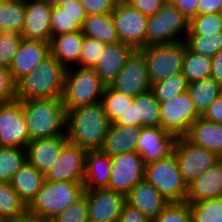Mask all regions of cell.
Returning <instances> with one entry per match:
<instances>
[{
    "mask_svg": "<svg viewBox=\"0 0 222 222\" xmlns=\"http://www.w3.org/2000/svg\"><path fill=\"white\" fill-rule=\"evenodd\" d=\"M86 150L69 141L63 146L58 160L45 175L46 181L83 183Z\"/></svg>",
    "mask_w": 222,
    "mask_h": 222,
    "instance_id": "obj_16",
    "label": "cell"
},
{
    "mask_svg": "<svg viewBox=\"0 0 222 222\" xmlns=\"http://www.w3.org/2000/svg\"><path fill=\"white\" fill-rule=\"evenodd\" d=\"M136 126H160V106L151 89L133 98Z\"/></svg>",
    "mask_w": 222,
    "mask_h": 222,
    "instance_id": "obj_31",
    "label": "cell"
},
{
    "mask_svg": "<svg viewBox=\"0 0 222 222\" xmlns=\"http://www.w3.org/2000/svg\"><path fill=\"white\" fill-rule=\"evenodd\" d=\"M140 13L151 16L155 15L167 0H126Z\"/></svg>",
    "mask_w": 222,
    "mask_h": 222,
    "instance_id": "obj_48",
    "label": "cell"
},
{
    "mask_svg": "<svg viewBox=\"0 0 222 222\" xmlns=\"http://www.w3.org/2000/svg\"><path fill=\"white\" fill-rule=\"evenodd\" d=\"M29 142L21 100L0 104V147L25 149Z\"/></svg>",
    "mask_w": 222,
    "mask_h": 222,
    "instance_id": "obj_13",
    "label": "cell"
},
{
    "mask_svg": "<svg viewBox=\"0 0 222 222\" xmlns=\"http://www.w3.org/2000/svg\"><path fill=\"white\" fill-rule=\"evenodd\" d=\"M67 142V135L30 141L25 147L26 160L45 176L54 167Z\"/></svg>",
    "mask_w": 222,
    "mask_h": 222,
    "instance_id": "obj_20",
    "label": "cell"
},
{
    "mask_svg": "<svg viewBox=\"0 0 222 222\" xmlns=\"http://www.w3.org/2000/svg\"><path fill=\"white\" fill-rule=\"evenodd\" d=\"M112 167L111 157L100 149L88 150L85 156V190L108 188Z\"/></svg>",
    "mask_w": 222,
    "mask_h": 222,
    "instance_id": "obj_23",
    "label": "cell"
},
{
    "mask_svg": "<svg viewBox=\"0 0 222 222\" xmlns=\"http://www.w3.org/2000/svg\"><path fill=\"white\" fill-rule=\"evenodd\" d=\"M49 56L50 46L48 42L23 38L9 66L14 80L17 82L26 74L31 73Z\"/></svg>",
    "mask_w": 222,
    "mask_h": 222,
    "instance_id": "obj_19",
    "label": "cell"
},
{
    "mask_svg": "<svg viewBox=\"0 0 222 222\" xmlns=\"http://www.w3.org/2000/svg\"><path fill=\"white\" fill-rule=\"evenodd\" d=\"M160 127L176 138L184 137L190 125L201 115L197 112L188 91L159 102Z\"/></svg>",
    "mask_w": 222,
    "mask_h": 222,
    "instance_id": "obj_10",
    "label": "cell"
},
{
    "mask_svg": "<svg viewBox=\"0 0 222 222\" xmlns=\"http://www.w3.org/2000/svg\"><path fill=\"white\" fill-rule=\"evenodd\" d=\"M139 51L144 55L151 85L182 73L185 41L146 46Z\"/></svg>",
    "mask_w": 222,
    "mask_h": 222,
    "instance_id": "obj_8",
    "label": "cell"
},
{
    "mask_svg": "<svg viewBox=\"0 0 222 222\" xmlns=\"http://www.w3.org/2000/svg\"><path fill=\"white\" fill-rule=\"evenodd\" d=\"M218 162H219V163H220V165H221V171H222V156H220V157H219Z\"/></svg>",
    "mask_w": 222,
    "mask_h": 222,
    "instance_id": "obj_58",
    "label": "cell"
},
{
    "mask_svg": "<svg viewBox=\"0 0 222 222\" xmlns=\"http://www.w3.org/2000/svg\"><path fill=\"white\" fill-rule=\"evenodd\" d=\"M66 68L51 55L17 81V99L62 98Z\"/></svg>",
    "mask_w": 222,
    "mask_h": 222,
    "instance_id": "obj_3",
    "label": "cell"
},
{
    "mask_svg": "<svg viewBox=\"0 0 222 222\" xmlns=\"http://www.w3.org/2000/svg\"><path fill=\"white\" fill-rule=\"evenodd\" d=\"M24 19V0H0V33L21 34Z\"/></svg>",
    "mask_w": 222,
    "mask_h": 222,
    "instance_id": "obj_32",
    "label": "cell"
},
{
    "mask_svg": "<svg viewBox=\"0 0 222 222\" xmlns=\"http://www.w3.org/2000/svg\"><path fill=\"white\" fill-rule=\"evenodd\" d=\"M212 57L192 51L185 42L182 74L188 83L211 76Z\"/></svg>",
    "mask_w": 222,
    "mask_h": 222,
    "instance_id": "obj_33",
    "label": "cell"
},
{
    "mask_svg": "<svg viewBox=\"0 0 222 222\" xmlns=\"http://www.w3.org/2000/svg\"><path fill=\"white\" fill-rule=\"evenodd\" d=\"M106 44L87 36H84L78 67L93 68L104 52Z\"/></svg>",
    "mask_w": 222,
    "mask_h": 222,
    "instance_id": "obj_44",
    "label": "cell"
},
{
    "mask_svg": "<svg viewBox=\"0 0 222 222\" xmlns=\"http://www.w3.org/2000/svg\"><path fill=\"white\" fill-rule=\"evenodd\" d=\"M134 51L132 46L123 42L105 45L104 52L93 67L96 75L106 86H109Z\"/></svg>",
    "mask_w": 222,
    "mask_h": 222,
    "instance_id": "obj_21",
    "label": "cell"
},
{
    "mask_svg": "<svg viewBox=\"0 0 222 222\" xmlns=\"http://www.w3.org/2000/svg\"><path fill=\"white\" fill-rule=\"evenodd\" d=\"M12 222H51V220L45 216L36 215L27 210L23 216Z\"/></svg>",
    "mask_w": 222,
    "mask_h": 222,
    "instance_id": "obj_56",
    "label": "cell"
},
{
    "mask_svg": "<svg viewBox=\"0 0 222 222\" xmlns=\"http://www.w3.org/2000/svg\"><path fill=\"white\" fill-rule=\"evenodd\" d=\"M202 117L208 121L222 124V94L215 99Z\"/></svg>",
    "mask_w": 222,
    "mask_h": 222,
    "instance_id": "obj_52",
    "label": "cell"
},
{
    "mask_svg": "<svg viewBox=\"0 0 222 222\" xmlns=\"http://www.w3.org/2000/svg\"><path fill=\"white\" fill-rule=\"evenodd\" d=\"M23 37L19 33H0V66L9 67Z\"/></svg>",
    "mask_w": 222,
    "mask_h": 222,
    "instance_id": "obj_43",
    "label": "cell"
},
{
    "mask_svg": "<svg viewBox=\"0 0 222 222\" xmlns=\"http://www.w3.org/2000/svg\"><path fill=\"white\" fill-rule=\"evenodd\" d=\"M222 31L220 13L196 15L189 20L187 36H208Z\"/></svg>",
    "mask_w": 222,
    "mask_h": 222,
    "instance_id": "obj_39",
    "label": "cell"
},
{
    "mask_svg": "<svg viewBox=\"0 0 222 222\" xmlns=\"http://www.w3.org/2000/svg\"><path fill=\"white\" fill-rule=\"evenodd\" d=\"M188 84L184 75L178 73L167 80L152 84L151 90L158 102H164L186 92Z\"/></svg>",
    "mask_w": 222,
    "mask_h": 222,
    "instance_id": "obj_38",
    "label": "cell"
},
{
    "mask_svg": "<svg viewBox=\"0 0 222 222\" xmlns=\"http://www.w3.org/2000/svg\"><path fill=\"white\" fill-rule=\"evenodd\" d=\"M109 87L121 94L136 97L151 89L144 55L135 50Z\"/></svg>",
    "mask_w": 222,
    "mask_h": 222,
    "instance_id": "obj_14",
    "label": "cell"
},
{
    "mask_svg": "<svg viewBox=\"0 0 222 222\" xmlns=\"http://www.w3.org/2000/svg\"><path fill=\"white\" fill-rule=\"evenodd\" d=\"M126 202L151 220L155 219L169 204L159 191L145 180L129 191L126 195Z\"/></svg>",
    "mask_w": 222,
    "mask_h": 222,
    "instance_id": "obj_22",
    "label": "cell"
},
{
    "mask_svg": "<svg viewBox=\"0 0 222 222\" xmlns=\"http://www.w3.org/2000/svg\"><path fill=\"white\" fill-rule=\"evenodd\" d=\"M133 97L118 93L106 86L102 95L101 102L104 111L111 123L115 122L131 105Z\"/></svg>",
    "mask_w": 222,
    "mask_h": 222,
    "instance_id": "obj_37",
    "label": "cell"
},
{
    "mask_svg": "<svg viewBox=\"0 0 222 222\" xmlns=\"http://www.w3.org/2000/svg\"><path fill=\"white\" fill-rule=\"evenodd\" d=\"M118 222H152V220L141 213L137 208L125 202Z\"/></svg>",
    "mask_w": 222,
    "mask_h": 222,
    "instance_id": "obj_49",
    "label": "cell"
},
{
    "mask_svg": "<svg viewBox=\"0 0 222 222\" xmlns=\"http://www.w3.org/2000/svg\"><path fill=\"white\" fill-rule=\"evenodd\" d=\"M193 222H222V197L189 203Z\"/></svg>",
    "mask_w": 222,
    "mask_h": 222,
    "instance_id": "obj_36",
    "label": "cell"
},
{
    "mask_svg": "<svg viewBox=\"0 0 222 222\" xmlns=\"http://www.w3.org/2000/svg\"><path fill=\"white\" fill-rule=\"evenodd\" d=\"M173 153L182 178L187 185L200 174L216 165L219 160L216 153L191 144L185 137L176 138Z\"/></svg>",
    "mask_w": 222,
    "mask_h": 222,
    "instance_id": "obj_11",
    "label": "cell"
},
{
    "mask_svg": "<svg viewBox=\"0 0 222 222\" xmlns=\"http://www.w3.org/2000/svg\"><path fill=\"white\" fill-rule=\"evenodd\" d=\"M185 42L192 51L213 57L222 49V31L208 36H186Z\"/></svg>",
    "mask_w": 222,
    "mask_h": 222,
    "instance_id": "obj_40",
    "label": "cell"
},
{
    "mask_svg": "<svg viewBox=\"0 0 222 222\" xmlns=\"http://www.w3.org/2000/svg\"><path fill=\"white\" fill-rule=\"evenodd\" d=\"M144 180L170 202H186L188 185L183 180L174 153L145 165Z\"/></svg>",
    "mask_w": 222,
    "mask_h": 222,
    "instance_id": "obj_6",
    "label": "cell"
},
{
    "mask_svg": "<svg viewBox=\"0 0 222 222\" xmlns=\"http://www.w3.org/2000/svg\"><path fill=\"white\" fill-rule=\"evenodd\" d=\"M29 141L66 135V111L61 98L21 100Z\"/></svg>",
    "mask_w": 222,
    "mask_h": 222,
    "instance_id": "obj_2",
    "label": "cell"
},
{
    "mask_svg": "<svg viewBox=\"0 0 222 222\" xmlns=\"http://www.w3.org/2000/svg\"><path fill=\"white\" fill-rule=\"evenodd\" d=\"M51 222H89L86 196L68 206L62 213L51 219Z\"/></svg>",
    "mask_w": 222,
    "mask_h": 222,
    "instance_id": "obj_45",
    "label": "cell"
},
{
    "mask_svg": "<svg viewBox=\"0 0 222 222\" xmlns=\"http://www.w3.org/2000/svg\"><path fill=\"white\" fill-rule=\"evenodd\" d=\"M84 184L78 182L44 181L28 210L49 220L62 213L84 195Z\"/></svg>",
    "mask_w": 222,
    "mask_h": 222,
    "instance_id": "obj_5",
    "label": "cell"
},
{
    "mask_svg": "<svg viewBox=\"0 0 222 222\" xmlns=\"http://www.w3.org/2000/svg\"><path fill=\"white\" fill-rule=\"evenodd\" d=\"M152 222H193L188 202H170Z\"/></svg>",
    "mask_w": 222,
    "mask_h": 222,
    "instance_id": "obj_42",
    "label": "cell"
},
{
    "mask_svg": "<svg viewBox=\"0 0 222 222\" xmlns=\"http://www.w3.org/2000/svg\"><path fill=\"white\" fill-rule=\"evenodd\" d=\"M110 124L101 101L74 108L66 112L67 140L86 151L100 149Z\"/></svg>",
    "mask_w": 222,
    "mask_h": 222,
    "instance_id": "obj_1",
    "label": "cell"
},
{
    "mask_svg": "<svg viewBox=\"0 0 222 222\" xmlns=\"http://www.w3.org/2000/svg\"><path fill=\"white\" fill-rule=\"evenodd\" d=\"M115 124H120L123 126H136V113L133 102L124 113L115 121Z\"/></svg>",
    "mask_w": 222,
    "mask_h": 222,
    "instance_id": "obj_54",
    "label": "cell"
},
{
    "mask_svg": "<svg viewBox=\"0 0 222 222\" xmlns=\"http://www.w3.org/2000/svg\"><path fill=\"white\" fill-rule=\"evenodd\" d=\"M211 76L222 86V49L212 57Z\"/></svg>",
    "mask_w": 222,
    "mask_h": 222,
    "instance_id": "obj_55",
    "label": "cell"
},
{
    "mask_svg": "<svg viewBox=\"0 0 222 222\" xmlns=\"http://www.w3.org/2000/svg\"><path fill=\"white\" fill-rule=\"evenodd\" d=\"M84 36L108 45L120 42L111 14L87 15L81 26Z\"/></svg>",
    "mask_w": 222,
    "mask_h": 222,
    "instance_id": "obj_29",
    "label": "cell"
},
{
    "mask_svg": "<svg viewBox=\"0 0 222 222\" xmlns=\"http://www.w3.org/2000/svg\"><path fill=\"white\" fill-rule=\"evenodd\" d=\"M26 161L24 148L0 147V181L10 183Z\"/></svg>",
    "mask_w": 222,
    "mask_h": 222,
    "instance_id": "obj_35",
    "label": "cell"
},
{
    "mask_svg": "<svg viewBox=\"0 0 222 222\" xmlns=\"http://www.w3.org/2000/svg\"><path fill=\"white\" fill-rule=\"evenodd\" d=\"M120 42L135 50L146 47L148 16L140 13L126 0H117L111 13Z\"/></svg>",
    "mask_w": 222,
    "mask_h": 222,
    "instance_id": "obj_9",
    "label": "cell"
},
{
    "mask_svg": "<svg viewBox=\"0 0 222 222\" xmlns=\"http://www.w3.org/2000/svg\"><path fill=\"white\" fill-rule=\"evenodd\" d=\"M45 181V176L27 161L13 176L10 184L28 207L36 198Z\"/></svg>",
    "mask_w": 222,
    "mask_h": 222,
    "instance_id": "obj_28",
    "label": "cell"
},
{
    "mask_svg": "<svg viewBox=\"0 0 222 222\" xmlns=\"http://www.w3.org/2000/svg\"><path fill=\"white\" fill-rule=\"evenodd\" d=\"M141 128V126H123L111 123L100 150L110 157L136 152Z\"/></svg>",
    "mask_w": 222,
    "mask_h": 222,
    "instance_id": "obj_24",
    "label": "cell"
},
{
    "mask_svg": "<svg viewBox=\"0 0 222 222\" xmlns=\"http://www.w3.org/2000/svg\"><path fill=\"white\" fill-rule=\"evenodd\" d=\"M27 210L28 207L11 184L0 181V218L4 222H12L23 216Z\"/></svg>",
    "mask_w": 222,
    "mask_h": 222,
    "instance_id": "obj_34",
    "label": "cell"
},
{
    "mask_svg": "<svg viewBox=\"0 0 222 222\" xmlns=\"http://www.w3.org/2000/svg\"><path fill=\"white\" fill-rule=\"evenodd\" d=\"M112 167L108 188L127 195L144 180L145 164L137 152H128L111 157Z\"/></svg>",
    "mask_w": 222,
    "mask_h": 222,
    "instance_id": "obj_12",
    "label": "cell"
},
{
    "mask_svg": "<svg viewBox=\"0 0 222 222\" xmlns=\"http://www.w3.org/2000/svg\"><path fill=\"white\" fill-rule=\"evenodd\" d=\"M17 99V82L14 80L9 67L0 66V104Z\"/></svg>",
    "mask_w": 222,
    "mask_h": 222,
    "instance_id": "obj_46",
    "label": "cell"
},
{
    "mask_svg": "<svg viewBox=\"0 0 222 222\" xmlns=\"http://www.w3.org/2000/svg\"><path fill=\"white\" fill-rule=\"evenodd\" d=\"M51 10L52 7L42 0L25 1V19L21 36L25 39L51 40Z\"/></svg>",
    "mask_w": 222,
    "mask_h": 222,
    "instance_id": "obj_18",
    "label": "cell"
},
{
    "mask_svg": "<svg viewBox=\"0 0 222 222\" xmlns=\"http://www.w3.org/2000/svg\"><path fill=\"white\" fill-rule=\"evenodd\" d=\"M117 0H80L87 15L111 14Z\"/></svg>",
    "mask_w": 222,
    "mask_h": 222,
    "instance_id": "obj_47",
    "label": "cell"
},
{
    "mask_svg": "<svg viewBox=\"0 0 222 222\" xmlns=\"http://www.w3.org/2000/svg\"><path fill=\"white\" fill-rule=\"evenodd\" d=\"M176 137L160 126L142 127L138 135L136 152L144 164L167 158L173 153Z\"/></svg>",
    "mask_w": 222,
    "mask_h": 222,
    "instance_id": "obj_17",
    "label": "cell"
},
{
    "mask_svg": "<svg viewBox=\"0 0 222 222\" xmlns=\"http://www.w3.org/2000/svg\"><path fill=\"white\" fill-rule=\"evenodd\" d=\"M188 24L185 16L167 0L155 15L148 16L146 46L185 41Z\"/></svg>",
    "mask_w": 222,
    "mask_h": 222,
    "instance_id": "obj_7",
    "label": "cell"
},
{
    "mask_svg": "<svg viewBox=\"0 0 222 222\" xmlns=\"http://www.w3.org/2000/svg\"><path fill=\"white\" fill-rule=\"evenodd\" d=\"M222 0H199L198 15L220 13Z\"/></svg>",
    "mask_w": 222,
    "mask_h": 222,
    "instance_id": "obj_53",
    "label": "cell"
},
{
    "mask_svg": "<svg viewBox=\"0 0 222 222\" xmlns=\"http://www.w3.org/2000/svg\"><path fill=\"white\" fill-rule=\"evenodd\" d=\"M60 9L72 17H78V24L82 26L83 21L86 19L87 14L84 7L81 5L80 0H66L61 5Z\"/></svg>",
    "mask_w": 222,
    "mask_h": 222,
    "instance_id": "obj_50",
    "label": "cell"
},
{
    "mask_svg": "<svg viewBox=\"0 0 222 222\" xmlns=\"http://www.w3.org/2000/svg\"><path fill=\"white\" fill-rule=\"evenodd\" d=\"M51 36L74 33L81 30L78 24V17H72L59 6L52 7L51 10Z\"/></svg>",
    "mask_w": 222,
    "mask_h": 222,
    "instance_id": "obj_41",
    "label": "cell"
},
{
    "mask_svg": "<svg viewBox=\"0 0 222 222\" xmlns=\"http://www.w3.org/2000/svg\"><path fill=\"white\" fill-rule=\"evenodd\" d=\"M43 2H46L49 6L54 7V6H59L66 0H42Z\"/></svg>",
    "mask_w": 222,
    "mask_h": 222,
    "instance_id": "obj_57",
    "label": "cell"
},
{
    "mask_svg": "<svg viewBox=\"0 0 222 222\" xmlns=\"http://www.w3.org/2000/svg\"><path fill=\"white\" fill-rule=\"evenodd\" d=\"M66 68L62 104L65 111L100 102L106 85L93 68Z\"/></svg>",
    "mask_w": 222,
    "mask_h": 222,
    "instance_id": "obj_4",
    "label": "cell"
},
{
    "mask_svg": "<svg viewBox=\"0 0 222 222\" xmlns=\"http://www.w3.org/2000/svg\"><path fill=\"white\" fill-rule=\"evenodd\" d=\"M187 91L197 112L202 116L215 99L222 94V86L210 76L189 83Z\"/></svg>",
    "mask_w": 222,
    "mask_h": 222,
    "instance_id": "obj_30",
    "label": "cell"
},
{
    "mask_svg": "<svg viewBox=\"0 0 222 222\" xmlns=\"http://www.w3.org/2000/svg\"><path fill=\"white\" fill-rule=\"evenodd\" d=\"M220 197H222V171L218 162L188 185L186 202L194 203Z\"/></svg>",
    "mask_w": 222,
    "mask_h": 222,
    "instance_id": "obj_26",
    "label": "cell"
},
{
    "mask_svg": "<svg viewBox=\"0 0 222 222\" xmlns=\"http://www.w3.org/2000/svg\"><path fill=\"white\" fill-rule=\"evenodd\" d=\"M185 16L189 21L198 15L199 0H168Z\"/></svg>",
    "mask_w": 222,
    "mask_h": 222,
    "instance_id": "obj_51",
    "label": "cell"
},
{
    "mask_svg": "<svg viewBox=\"0 0 222 222\" xmlns=\"http://www.w3.org/2000/svg\"><path fill=\"white\" fill-rule=\"evenodd\" d=\"M84 35L81 30L74 33L60 34L51 37L50 55L65 68L77 66L82 51ZM75 63V65H74Z\"/></svg>",
    "mask_w": 222,
    "mask_h": 222,
    "instance_id": "obj_27",
    "label": "cell"
},
{
    "mask_svg": "<svg viewBox=\"0 0 222 222\" xmlns=\"http://www.w3.org/2000/svg\"><path fill=\"white\" fill-rule=\"evenodd\" d=\"M89 222H118L126 196L107 188L85 190Z\"/></svg>",
    "mask_w": 222,
    "mask_h": 222,
    "instance_id": "obj_15",
    "label": "cell"
},
{
    "mask_svg": "<svg viewBox=\"0 0 222 222\" xmlns=\"http://www.w3.org/2000/svg\"><path fill=\"white\" fill-rule=\"evenodd\" d=\"M191 144L222 156V124L198 117L184 136Z\"/></svg>",
    "mask_w": 222,
    "mask_h": 222,
    "instance_id": "obj_25",
    "label": "cell"
}]
</instances>
